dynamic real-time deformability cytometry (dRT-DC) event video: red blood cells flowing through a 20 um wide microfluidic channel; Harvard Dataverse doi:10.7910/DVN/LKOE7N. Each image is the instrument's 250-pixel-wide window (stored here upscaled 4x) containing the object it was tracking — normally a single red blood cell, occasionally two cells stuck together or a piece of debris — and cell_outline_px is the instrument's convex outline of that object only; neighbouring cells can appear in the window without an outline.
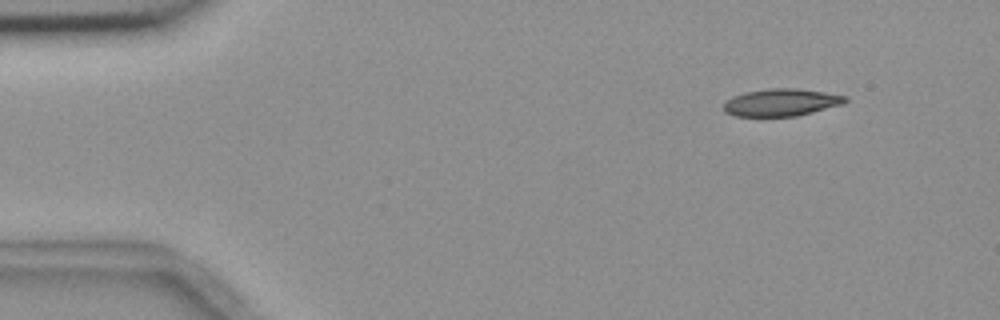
{"species": "common noctule bat (a hibernating species)", "species_latin": "Nyctalus noctula", "temperature_condition": "room temperature", "stored_images_in_passage": 5, "segment_of_instrument_passage": [1, 2], "camera_frame_rate_fps": 3000, "um_per_image_px": 0.085, "animal": {"sex": "female", "body_mass_g": 18.4}, "frame": {"image": 1, "passage_image": 1, "time_ms": 0.0, "image_size_px": [1000, 320], "cell_outline_px": [[848, 100], [844, 104], [796, 116], [736, 116], [724, 112], [724, 100], [732, 96], [744, 92], [772, 88], [796, 88], [824, 92], [848, 96]], "centroid_in_image_um": [66.4, 8.7], "position_along_channel_um": 18.6, "area_um2": 19.48}}
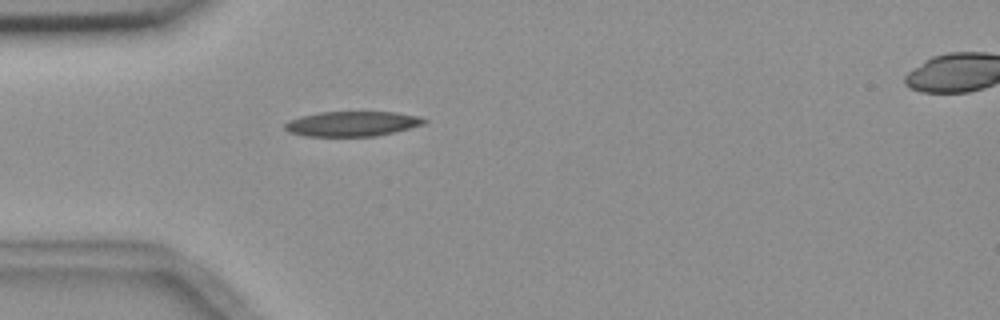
{"frame": {"image": 2, "passage_image": 4, "time_ms": 3.333, "image_size_px": [1000, 320], "cell_outline_px": [[428, 120], [424, 124], [376, 136], [304, 136], [288, 132], [284, 128], [284, 124], [288, 120], [300, 116], [320, 112], [396, 112], [420, 116]], "centroid_in_image_um": [29.9, 10.51], "position_along_channel_um": 55.1, "area_um2": 20.29}}